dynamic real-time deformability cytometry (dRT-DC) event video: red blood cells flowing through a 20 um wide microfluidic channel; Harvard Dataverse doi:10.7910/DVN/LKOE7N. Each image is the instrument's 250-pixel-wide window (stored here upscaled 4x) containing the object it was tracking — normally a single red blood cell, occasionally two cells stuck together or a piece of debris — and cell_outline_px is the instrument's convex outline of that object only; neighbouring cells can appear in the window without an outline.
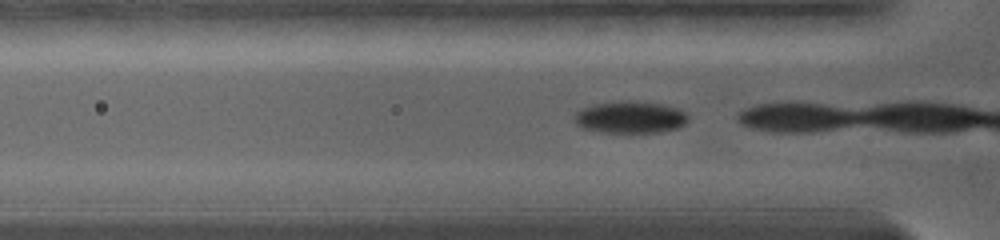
{"species": "common noctule bat (a hibernating species)", "species_latin": "Nyctalus noctula", "temperature_condition": "warm", "stored_images_in_passage": 3, "camera_frame_rate_fps": 5000, "um_per_image_px": 0.085, "animal": {"sex": "female", "body_mass_g": 19.0, "forearm_length_mm": 56.7}, "frame": {"image": 1, "passage_image": 2, "time_ms": 0.4, "image_size_px": [1000, 240], "cell_outline_px": [[688, 120], [680, 128], [660, 132], [600, 132], [580, 128], [576, 124], [572, 116], [580, 108], [592, 104], [664, 104], [676, 108], [684, 112], [688, 116]], "centroid_in_image_um": [53.53, 10.03], "position_along_channel_um": 72.3, "area_um2": 20.46}}